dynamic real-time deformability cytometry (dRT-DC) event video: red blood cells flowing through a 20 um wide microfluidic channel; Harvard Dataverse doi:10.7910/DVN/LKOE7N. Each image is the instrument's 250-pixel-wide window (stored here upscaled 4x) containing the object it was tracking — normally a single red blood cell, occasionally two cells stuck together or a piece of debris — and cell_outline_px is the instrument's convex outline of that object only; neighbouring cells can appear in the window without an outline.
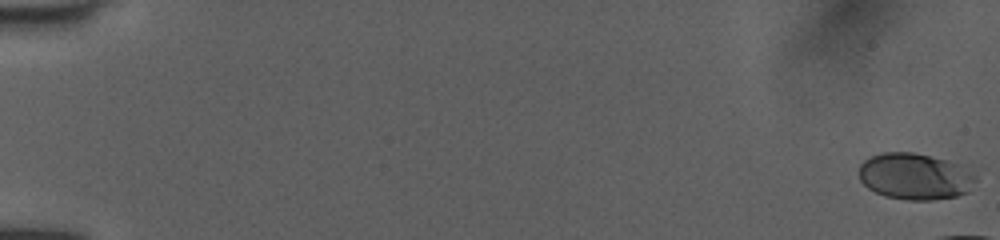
{"species": "human", "species_latin": "Homo sapiens", "temperature_condition": "room temperature", "stored_images_in_passage": 17, "camera_frame_rate_fps": 3000, "um_per_image_px": 0.085, "donor": {"sex": "female"}, "frame": {"image": 1, "passage_image": 1, "time_ms": 0.0, "image_size_px": [1000, 240], "cell_outline_px": [[976, 180], [968, 192], [956, 196], [932, 200], [908, 200], [884, 196], [868, 188], [860, 180], [860, 164], [864, 160], [872, 156], [884, 152], [912, 152], [968, 164], [976, 176]], "centroid_in_image_um": [77.84, 14.98], "position_along_channel_um": 7.2, "area_um2": 32.08}}
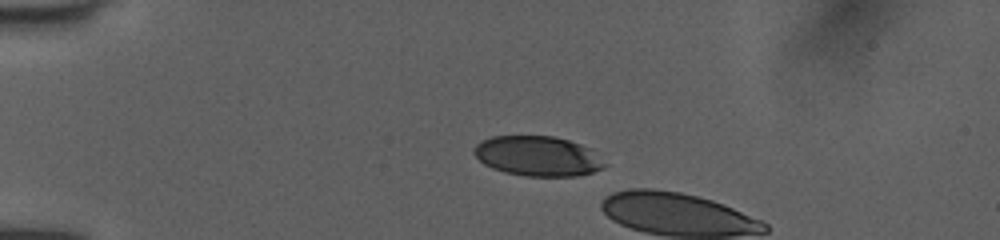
{"frame": {"image": 2, "passage_image": 14, "time_ms": 4.333, "image_size_px": [1000, 240], "cell_outline_px": [[608, 164], [604, 168], [592, 172], [576, 176], [524, 176], [504, 172], [492, 168], [484, 164], [472, 152], [476, 144], [492, 136], [552, 136], [568, 140], [580, 144], [588, 148]], "centroid_in_image_um": [45.7, 13.27], "position_along_channel_um": 39.3, "area_um2": 30.29}}